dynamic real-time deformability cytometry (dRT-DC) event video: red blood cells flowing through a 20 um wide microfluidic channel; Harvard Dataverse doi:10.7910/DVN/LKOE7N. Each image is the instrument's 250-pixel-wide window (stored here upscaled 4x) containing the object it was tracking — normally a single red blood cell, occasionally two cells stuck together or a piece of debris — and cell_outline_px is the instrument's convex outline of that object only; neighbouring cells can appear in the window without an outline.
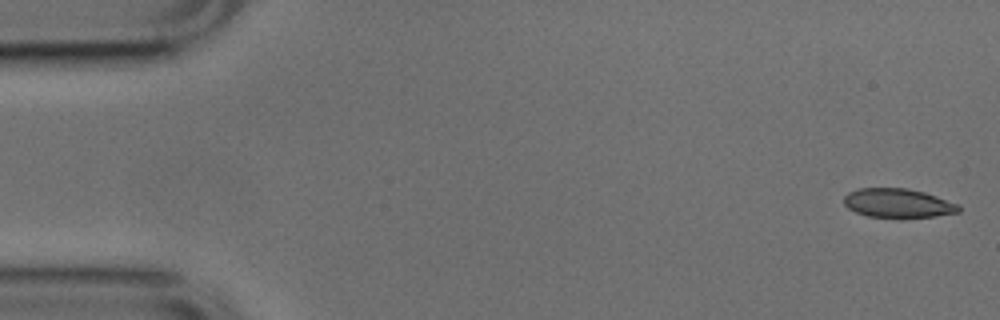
{"species": "common noctule bat (a hibernating species)", "species_latin": "Nyctalus noctula", "temperature_condition": "cold", "stored_images_in_passage": 12, "camera_frame_rate_fps": 3000, "um_per_image_px": 0.085, "animal": {"sex": "male", "body_mass_g": 17.9, "forearm_length_mm": 54.2}, "frame": {"image": 1, "passage_image": 1, "time_ms": 0.0, "image_size_px": [1000, 320], "cell_outline_px": [[960, 212], [936, 216], [900, 220], [868, 216], [856, 212], [848, 208], [844, 204], [844, 196], [848, 192], [860, 188], [908, 188], [924, 192], [960, 204]], "centroid_in_image_um": [76.35, 17.3], "position_along_channel_um": 8.7, "area_um2": 20.11}}
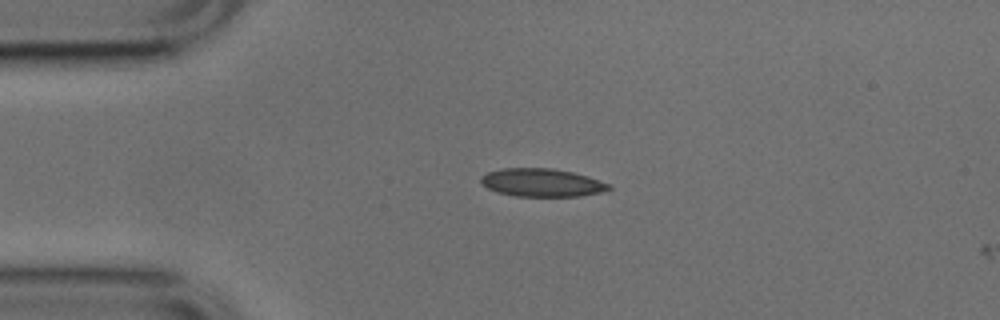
{"frame": {"image": 2, "passage_image": 11, "time_ms": 3.333, "image_size_px": [1000, 320], "cell_outline_px": [[612, 188], [600, 192], [580, 196], [516, 196], [496, 192], [480, 184], [480, 176], [488, 172], [504, 168], [552, 168], [572, 172], [588, 176], [612, 184]], "centroid_in_image_um": [46.05, 15.52], "position_along_channel_um": 38.9, "area_um2": 21.04}}